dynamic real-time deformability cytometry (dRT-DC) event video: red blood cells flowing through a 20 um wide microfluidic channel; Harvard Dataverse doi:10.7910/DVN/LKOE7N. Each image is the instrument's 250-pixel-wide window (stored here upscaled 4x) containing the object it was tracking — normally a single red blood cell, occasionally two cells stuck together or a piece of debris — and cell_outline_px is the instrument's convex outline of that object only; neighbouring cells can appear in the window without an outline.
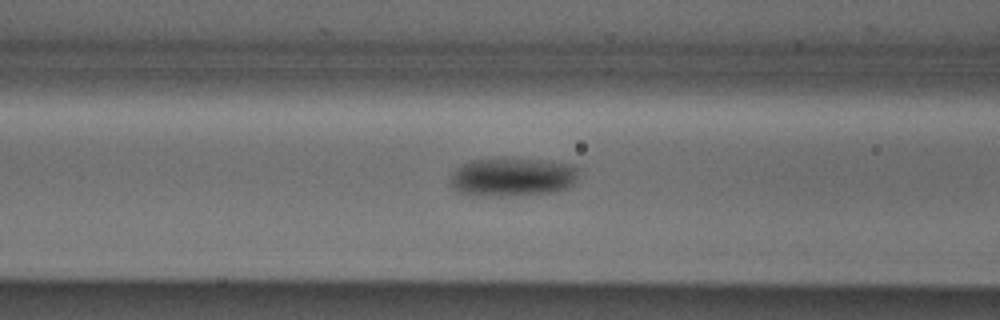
{"species": "Egyptian fruit bat (a non-hibernating species)", "species_latin": "Rousettus aegyptiacus", "temperature_condition": "cold", "stored_images_in_passage": 9, "camera_frame_rate_fps": 3000, "um_per_image_px": 0.085, "animal": {"sex": "male"}, "frame": {"image": 1, "passage_image": 8, "time_ms": 2.333, "image_size_px": [1000, 320], "cell_outline_px": [[576, 180], [572, 188], [556, 192], [516, 196], [472, 196], [460, 192], [452, 184], [452, 172], [456, 168], [472, 160], [540, 160], [572, 164], [576, 168]], "centroid_in_image_um": [43.61, 15.09], "position_along_channel_um": 123.0, "area_um2": 28.61}}